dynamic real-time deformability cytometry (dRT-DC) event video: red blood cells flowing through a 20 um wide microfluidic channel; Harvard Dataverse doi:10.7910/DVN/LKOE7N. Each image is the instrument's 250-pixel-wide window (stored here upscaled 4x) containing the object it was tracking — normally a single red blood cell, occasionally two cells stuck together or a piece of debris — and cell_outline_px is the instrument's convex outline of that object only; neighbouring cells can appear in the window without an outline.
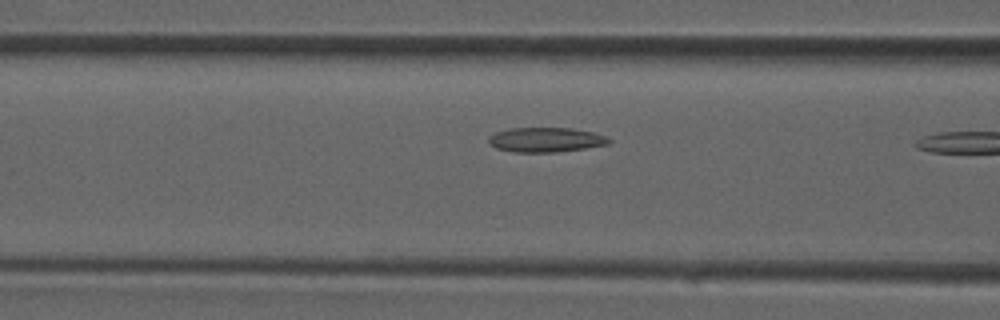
{"species": "common noctule bat (a hibernating species)", "species_latin": "Nyctalus noctula", "temperature_condition": "room temperature", "stored_images_in_passage": 5, "camera_frame_rate_fps": 3000, "um_per_image_px": 0.085, "animal": {"sex": "male", "forearm_length_mm": 52.5}, "frame": {"image": 1, "passage_image": 4, "time_ms": 1.0, "image_size_px": [1000, 320], "cell_outline_px": [[612, 140], [608, 144], [584, 148], [556, 152], [512, 152], [496, 148], [488, 140], [488, 136], [496, 132], [508, 128], [572, 128], [592, 132], [608, 136]], "centroid_in_image_um": [46.4, 11.87], "position_along_channel_um": 120.2, "area_um2": 17.28}}